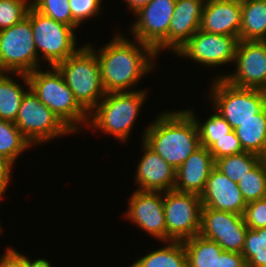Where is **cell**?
<instances>
[{
  "label": "cell",
  "mask_w": 266,
  "mask_h": 267,
  "mask_svg": "<svg viewBox=\"0 0 266 267\" xmlns=\"http://www.w3.org/2000/svg\"><path fill=\"white\" fill-rule=\"evenodd\" d=\"M116 35L98 52L88 45L98 58L106 93L130 91L129 88L137 85L135 83L143 75L153 70V59L157 57L155 50L149 45L138 40L132 42L118 33Z\"/></svg>",
  "instance_id": "cell-1"
},
{
  "label": "cell",
  "mask_w": 266,
  "mask_h": 267,
  "mask_svg": "<svg viewBox=\"0 0 266 267\" xmlns=\"http://www.w3.org/2000/svg\"><path fill=\"white\" fill-rule=\"evenodd\" d=\"M143 135L142 141L176 170L201 147L196 120L187 110L163 112Z\"/></svg>",
  "instance_id": "cell-2"
},
{
  "label": "cell",
  "mask_w": 266,
  "mask_h": 267,
  "mask_svg": "<svg viewBox=\"0 0 266 267\" xmlns=\"http://www.w3.org/2000/svg\"><path fill=\"white\" fill-rule=\"evenodd\" d=\"M50 69L28 73L29 88L73 133L78 132L80 123L87 125L89 113L78 103L58 69Z\"/></svg>",
  "instance_id": "cell-3"
},
{
  "label": "cell",
  "mask_w": 266,
  "mask_h": 267,
  "mask_svg": "<svg viewBox=\"0 0 266 267\" xmlns=\"http://www.w3.org/2000/svg\"><path fill=\"white\" fill-rule=\"evenodd\" d=\"M146 98L144 90L109 92L89 113L87 126L125 142ZM92 116V117H91ZM125 140V141H124Z\"/></svg>",
  "instance_id": "cell-4"
},
{
  "label": "cell",
  "mask_w": 266,
  "mask_h": 267,
  "mask_svg": "<svg viewBox=\"0 0 266 267\" xmlns=\"http://www.w3.org/2000/svg\"><path fill=\"white\" fill-rule=\"evenodd\" d=\"M55 67L72 90L78 103L90 113L106 94L95 52L88 45H84Z\"/></svg>",
  "instance_id": "cell-5"
},
{
  "label": "cell",
  "mask_w": 266,
  "mask_h": 267,
  "mask_svg": "<svg viewBox=\"0 0 266 267\" xmlns=\"http://www.w3.org/2000/svg\"><path fill=\"white\" fill-rule=\"evenodd\" d=\"M15 74L23 79L28 92L22 99L14 123L31 145H38L64 134L73 133L29 88L27 74Z\"/></svg>",
  "instance_id": "cell-6"
},
{
  "label": "cell",
  "mask_w": 266,
  "mask_h": 267,
  "mask_svg": "<svg viewBox=\"0 0 266 267\" xmlns=\"http://www.w3.org/2000/svg\"><path fill=\"white\" fill-rule=\"evenodd\" d=\"M212 102L232 130L253 118L266 106V91L233 86L223 78L213 81Z\"/></svg>",
  "instance_id": "cell-7"
},
{
  "label": "cell",
  "mask_w": 266,
  "mask_h": 267,
  "mask_svg": "<svg viewBox=\"0 0 266 267\" xmlns=\"http://www.w3.org/2000/svg\"><path fill=\"white\" fill-rule=\"evenodd\" d=\"M26 17L31 21L37 55L41 51L48 67L56 66L79 50L75 47V28L44 16L32 7Z\"/></svg>",
  "instance_id": "cell-8"
},
{
  "label": "cell",
  "mask_w": 266,
  "mask_h": 267,
  "mask_svg": "<svg viewBox=\"0 0 266 267\" xmlns=\"http://www.w3.org/2000/svg\"><path fill=\"white\" fill-rule=\"evenodd\" d=\"M31 21L0 30V72L28 74L39 68Z\"/></svg>",
  "instance_id": "cell-9"
},
{
  "label": "cell",
  "mask_w": 266,
  "mask_h": 267,
  "mask_svg": "<svg viewBox=\"0 0 266 267\" xmlns=\"http://www.w3.org/2000/svg\"><path fill=\"white\" fill-rule=\"evenodd\" d=\"M163 193L166 242L184 241L199 235L202 208L200 196L175 189Z\"/></svg>",
  "instance_id": "cell-10"
},
{
  "label": "cell",
  "mask_w": 266,
  "mask_h": 267,
  "mask_svg": "<svg viewBox=\"0 0 266 267\" xmlns=\"http://www.w3.org/2000/svg\"><path fill=\"white\" fill-rule=\"evenodd\" d=\"M176 0H152L134 13V38L152 47L158 55L168 49V29L173 18Z\"/></svg>",
  "instance_id": "cell-11"
},
{
  "label": "cell",
  "mask_w": 266,
  "mask_h": 267,
  "mask_svg": "<svg viewBox=\"0 0 266 267\" xmlns=\"http://www.w3.org/2000/svg\"><path fill=\"white\" fill-rule=\"evenodd\" d=\"M247 230L243 215L202 206L200 235L223 250L242 253Z\"/></svg>",
  "instance_id": "cell-12"
},
{
  "label": "cell",
  "mask_w": 266,
  "mask_h": 267,
  "mask_svg": "<svg viewBox=\"0 0 266 267\" xmlns=\"http://www.w3.org/2000/svg\"><path fill=\"white\" fill-rule=\"evenodd\" d=\"M235 74L221 75L228 83L241 88L266 91V41H239L234 58Z\"/></svg>",
  "instance_id": "cell-13"
},
{
  "label": "cell",
  "mask_w": 266,
  "mask_h": 267,
  "mask_svg": "<svg viewBox=\"0 0 266 267\" xmlns=\"http://www.w3.org/2000/svg\"><path fill=\"white\" fill-rule=\"evenodd\" d=\"M239 38L198 30L175 54L207 66L234 62Z\"/></svg>",
  "instance_id": "cell-14"
},
{
  "label": "cell",
  "mask_w": 266,
  "mask_h": 267,
  "mask_svg": "<svg viewBox=\"0 0 266 267\" xmlns=\"http://www.w3.org/2000/svg\"><path fill=\"white\" fill-rule=\"evenodd\" d=\"M162 192L136 190L130 196L127 219L151 236L166 242V220L164 214V194Z\"/></svg>",
  "instance_id": "cell-15"
},
{
  "label": "cell",
  "mask_w": 266,
  "mask_h": 267,
  "mask_svg": "<svg viewBox=\"0 0 266 267\" xmlns=\"http://www.w3.org/2000/svg\"><path fill=\"white\" fill-rule=\"evenodd\" d=\"M200 198L204 207L239 215H243L247 206L238 183L233 182L216 167L211 170Z\"/></svg>",
  "instance_id": "cell-16"
},
{
  "label": "cell",
  "mask_w": 266,
  "mask_h": 267,
  "mask_svg": "<svg viewBox=\"0 0 266 267\" xmlns=\"http://www.w3.org/2000/svg\"><path fill=\"white\" fill-rule=\"evenodd\" d=\"M143 156L137 166L135 181L140 191L167 192L174 189L176 169L151 149L144 141Z\"/></svg>",
  "instance_id": "cell-17"
},
{
  "label": "cell",
  "mask_w": 266,
  "mask_h": 267,
  "mask_svg": "<svg viewBox=\"0 0 266 267\" xmlns=\"http://www.w3.org/2000/svg\"><path fill=\"white\" fill-rule=\"evenodd\" d=\"M242 24L241 1L237 0H206L200 30L211 33L236 36Z\"/></svg>",
  "instance_id": "cell-18"
},
{
  "label": "cell",
  "mask_w": 266,
  "mask_h": 267,
  "mask_svg": "<svg viewBox=\"0 0 266 267\" xmlns=\"http://www.w3.org/2000/svg\"><path fill=\"white\" fill-rule=\"evenodd\" d=\"M206 0H176L168 29V49L174 53L200 29Z\"/></svg>",
  "instance_id": "cell-19"
},
{
  "label": "cell",
  "mask_w": 266,
  "mask_h": 267,
  "mask_svg": "<svg viewBox=\"0 0 266 267\" xmlns=\"http://www.w3.org/2000/svg\"><path fill=\"white\" fill-rule=\"evenodd\" d=\"M214 167L215 161L210 150L201 146L176 170L174 189L200 196Z\"/></svg>",
  "instance_id": "cell-20"
},
{
  "label": "cell",
  "mask_w": 266,
  "mask_h": 267,
  "mask_svg": "<svg viewBox=\"0 0 266 267\" xmlns=\"http://www.w3.org/2000/svg\"><path fill=\"white\" fill-rule=\"evenodd\" d=\"M244 152L266 158V106L234 129Z\"/></svg>",
  "instance_id": "cell-21"
},
{
  "label": "cell",
  "mask_w": 266,
  "mask_h": 267,
  "mask_svg": "<svg viewBox=\"0 0 266 267\" xmlns=\"http://www.w3.org/2000/svg\"><path fill=\"white\" fill-rule=\"evenodd\" d=\"M239 41H266V1L244 0Z\"/></svg>",
  "instance_id": "cell-22"
},
{
  "label": "cell",
  "mask_w": 266,
  "mask_h": 267,
  "mask_svg": "<svg viewBox=\"0 0 266 267\" xmlns=\"http://www.w3.org/2000/svg\"><path fill=\"white\" fill-rule=\"evenodd\" d=\"M161 247L140 258L130 267H186L187 256L183 241H169Z\"/></svg>",
  "instance_id": "cell-23"
},
{
  "label": "cell",
  "mask_w": 266,
  "mask_h": 267,
  "mask_svg": "<svg viewBox=\"0 0 266 267\" xmlns=\"http://www.w3.org/2000/svg\"><path fill=\"white\" fill-rule=\"evenodd\" d=\"M187 264L190 267H215L216 258L223 251L217 242L206 239L200 234L183 241Z\"/></svg>",
  "instance_id": "cell-24"
},
{
  "label": "cell",
  "mask_w": 266,
  "mask_h": 267,
  "mask_svg": "<svg viewBox=\"0 0 266 267\" xmlns=\"http://www.w3.org/2000/svg\"><path fill=\"white\" fill-rule=\"evenodd\" d=\"M0 72V119L15 122L22 99L27 91L21 84Z\"/></svg>",
  "instance_id": "cell-25"
},
{
  "label": "cell",
  "mask_w": 266,
  "mask_h": 267,
  "mask_svg": "<svg viewBox=\"0 0 266 267\" xmlns=\"http://www.w3.org/2000/svg\"><path fill=\"white\" fill-rule=\"evenodd\" d=\"M263 158L249 152L224 156L215 161V167L235 183L253 169Z\"/></svg>",
  "instance_id": "cell-26"
},
{
  "label": "cell",
  "mask_w": 266,
  "mask_h": 267,
  "mask_svg": "<svg viewBox=\"0 0 266 267\" xmlns=\"http://www.w3.org/2000/svg\"><path fill=\"white\" fill-rule=\"evenodd\" d=\"M30 146L31 143L17 129L14 122L0 119V155L14 164L17 157Z\"/></svg>",
  "instance_id": "cell-27"
},
{
  "label": "cell",
  "mask_w": 266,
  "mask_h": 267,
  "mask_svg": "<svg viewBox=\"0 0 266 267\" xmlns=\"http://www.w3.org/2000/svg\"><path fill=\"white\" fill-rule=\"evenodd\" d=\"M246 203L266 197V158H263L238 183Z\"/></svg>",
  "instance_id": "cell-28"
},
{
  "label": "cell",
  "mask_w": 266,
  "mask_h": 267,
  "mask_svg": "<svg viewBox=\"0 0 266 267\" xmlns=\"http://www.w3.org/2000/svg\"><path fill=\"white\" fill-rule=\"evenodd\" d=\"M247 267L266 266V227L247 230L242 249Z\"/></svg>",
  "instance_id": "cell-29"
},
{
  "label": "cell",
  "mask_w": 266,
  "mask_h": 267,
  "mask_svg": "<svg viewBox=\"0 0 266 267\" xmlns=\"http://www.w3.org/2000/svg\"><path fill=\"white\" fill-rule=\"evenodd\" d=\"M187 111L196 120L201 146L209 149L218 138H222L224 135L232 131L229 123L218 112L212 114L203 124H201L191 110L188 109Z\"/></svg>",
  "instance_id": "cell-30"
},
{
  "label": "cell",
  "mask_w": 266,
  "mask_h": 267,
  "mask_svg": "<svg viewBox=\"0 0 266 267\" xmlns=\"http://www.w3.org/2000/svg\"><path fill=\"white\" fill-rule=\"evenodd\" d=\"M31 7L44 16L72 27L69 0H31Z\"/></svg>",
  "instance_id": "cell-31"
},
{
  "label": "cell",
  "mask_w": 266,
  "mask_h": 267,
  "mask_svg": "<svg viewBox=\"0 0 266 267\" xmlns=\"http://www.w3.org/2000/svg\"><path fill=\"white\" fill-rule=\"evenodd\" d=\"M30 7V0H0V30L21 22Z\"/></svg>",
  "instance_id": "cell-32"
},
{
  "label": "cell",
  "mask_w": 266,
  "mask_h": 267,
  "mask_svg": "<svg viewBox=\"0 0 266 267\" xmlns=\"http://www.w3.org/2000/svg\"><path fill=\"white\" fill-rule=\"evenodd\" d=\"M102 0H69L72 14V28L78 27L84 19L100 14Z\"/></svg>",
  "instance_id": "cell-33"
},
{
  "label": "cell",
  "mask_w": 266,
  "mask_h": 267,
  "mask_svg": "<svg viewBox=\"0 0 266 267\" xmlns=\"http://www.w3.org/2000/svg\"><path fill=\"white\" fill-rule=\"evenodd\" d=\"M244 221L249 229L266 227V197L247 203L243 213Z\"/></svg>",
  "instance_id": "cell-34"
},
{
  "label": "cell",
  "mask_w": 266,
  "mask_h": 267,
  "mask_svg": "<svg viewBox=\"0 0 266 267\" xmlns=\"http://www.w3.org/2000/svg\"><path fill=\"white\" fill-rule=\"evenodd\" d=\"M209 150L213 155L214 161L224 156L243 152L239 139L234 130L230 131L222 138H218V140L209 148Z\"/></svg>",
  "instance_id": "cell-35"
},
{
  "label": "cell",
  "mask_w": 266,
  "mask_h": 267,
  "mask_svg": "<svg viewBox=\"0 0 266 267\" xmlns=\"http://www.w3.org/2000/svg\"><path fill=\"white\" fill-rule=\"evenodd\" d=\"M215 267H247L242 253L223 250L216 258Z\"/></svg>",
  "instance_id": "cell-36"
},
{
  "label": "cell",
  "mask_w": 266,
  "mask_h": 267,
  "mask_svg": "<svg viewBox=\"0 0 266 267\" xmlns=\"http://www.w3.org/2000/svg\"><path fill=\"white\" fill-rule=\"evenodd\" d=\"M0 267H27L26 256L15 249L7 248L6 253L0 257Z\"/></svg>",
  "instance_id": "cell-37"
},
{
  "label": "cell",
  "mask_w": 266,
  "mask_h": 267,
  "mask_svg": "<svg viewBox=\"0 0 266 267\" xmlns=\"http://www.w3.org/2000/svg\"><path fill=\"white\" fill-rule=\"evenodd\" d=\"M13 163L6 157L0 155V189L5 193L9 182L11 181V170Z\"/></svg>",
  "instance_id": "cell-38"
},
{
  "label": "cell",
  "mask_w": 266,
  "mask_h": 267,
  "mask_svg": "<svg viewBox=\"0 0 266 267\" xmlns=\"http://www.w3.org/2000/svg\"><path fill=\"white\" fill-rule=\"evenodd\" d=\"M151 1L152 0H125V2L128 4V8L133 11V14Z\"/></svg>",
  "instance_id": "cell-39"
},
{
  "label": "cell",
  "mask_w": 266,
  "mask_h": 267,
  "mask_svg": "<svg viewBox=\"0 0 266 267\" xmlns=\"http://www.w3.org/2000/svg\"><path fill=\"white\" fill-rule=\"evenodd\" d=\"M26 260H27V267H51V264L48 260L43 259V258H39L36 260H30L29 258H27L26 256Z\"/></svg>",
  "instance_id": "cell-40"
},
{
  "label": "cell",
  "mask_w": 266,
  "mask_h": 267,
  "mask_svg": "<svg viewBox=\"0 0 266 267\" xmlns=\"http://www.w3.org/2000/svg\"><path fill=\"white\" fill-rule=\"evenodd\" d=\"M3 194H4V192L0 189V199H1Z\"/></svg>",
  "instance_id": "cell-41"
}]
</instances>
